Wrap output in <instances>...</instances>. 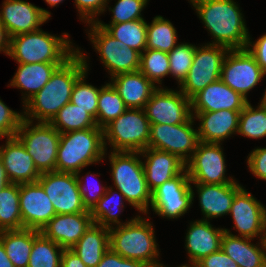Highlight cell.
<instances>
[{
  "instance_id": "obj_1",
  "label": "cell",
  "mask_w": 266,
  "mask_h": 267,
  "mask_svg": "<svg viewBox=\"0 0 266 267\" xmlns=\"http://www.w3.org/2000/svg\"><path fill=\"white\" fill-rule=\"evenodd\" d=\"M87 70L81 55L76 52L52 74L42 89L23 105V118L49 123L59 110L71 101L77 79Z\"/></svg>"
},
{
  "instance_id": "obj_2",
  "label": "cell",
  "mask_w": 266,
  "mask_h": 267,
  "mask_svg": "<svg viewBox=\"0 0 266 267\" xmlns=\"http://www.w3.org/2000/svg\"><path fill=\"white\" fill-rule=\"evenodd\" d=\"M213 38L211 45L229 50L247 48L251 37L240 7L234 0H188Z\"/></svg>"
},
{
  "instance_id": "obj_3",
  "label": "cell",
  "mask_w": 266,
  "mask_h": 267,
  "mask_svg": "<svg viewBox=\"0 0 266 267\" xmlns=\"http://www.w3.org/2000/svg\"><path fill=\"white\" fill-rule=\"evenodd\" d=\"M151 221L135 216L121 225L109 228L110 249L120 256L138 260L150 267H160L159 248Z\"/></svg>"
},
{
  "instance_id": "obj_4",
  "label": "cell",
  "mask_w": 266,
  "mask_h": 267,
  "mask_svg": "<svg viewBox=\"0 0 266 267\" xmlns=\"http://www.w3.org/2000/svg\"><path fill=\"white\" fill-rule=\"evenodd\" d=\"M69 37L68 33L56 36L42 29L12 36L7 55L16 63H65L77 52Z\"/></svg>"
},
{
  "instance_id": "obj_5",
  "label": "cell",
  "mask_w": 266,
  "mask_h": 267,
  "mask_svg": "<svg viewBox=\"0 0 266 267\" xmlns=\"http://www.w3.org/2000/svg\"><path fill=\"white\" fill-rule=\"evenodd\" d=\"M104 130L94 127L60 134L56 171L81 173L84 167L101 162L107 155Z\"/></svg>"
},
{
  "instance_id": "obj_6",
  "label": "cell",
  "mask_w": 266,
  "mask_h": 267,
  "mask_svg": "<svg viewBox=\"0 0 266 267\" xmlns=\"http://www.w3.org/2000/svg\"><path fill=\"white\" fill-rule=\"evenodd\" d=\"M111 176L125 201L140 213L149 214L151 192L148 189L140 152L110 151Z\"/></svg>"
},
{
  "instance_id": "obj_7",
  "label": "cell",
  "mask_w": 266,
  "mask_h": 267,
  "mask_svg": "<svg viewBox=\"0 0 266 267\" xmlns=\"http://www.w3.org/2000/svg\"><path fill=\"white\" fill-rule=\"evenodd\" d=\"M150 125L143 109L127 108L103 129L105 148L110 145L111 151H143L148 148Z\"/></svg>"
},
{
  "instance_id": "obj_8",
  "label": "cell",
  "mask_w": 266,
  "mask_h": 267,
  "mask_svg": "<svg viewBox=\"0 0 266 267\" xmlns=\"http://www.w3.org/2000/svg\"><path fill=\"white\" fill-rule=\"evenodd\" d=\"M34 122L23 118L16 137L32 156L40 173L56 171L57 149L60 133L46 122Z\"/></svg>"
},
{
  "instance_id": "obj_9",
  "label": "cell",
  "mask_w": 266,
  "mask_h": 267,
  "mask_svg": "<svg viewBox=\"0 0 266 267\" xmlns=\"http://www.w3.org/2000/svg\"><path fill=\"white\" fill-rule=\"evenodd\" d=\"M87 33L94 49L99 53L101 63L113 76L121 73L138 71L140 69V53L115 39L96 22L88 23Z\"/></svg>"
},
{
  "instance_id": "obj_10",
  "label": "cell",
  "mask_w": 266,
  "mask_h": 267,
  "mask_svg": "<svg viewBox=\"0 0 266 267\" xmlns=\"http://www.w3.org/2000/svg\"><path fill=\"white\" fill-rule=\"evenodd\" d=\"M229 49L220 45L196 46L192 65L179 90L190 100L207 85L221 78L222 64Z\"/></svg>"
},
{
  "instance_id": "obj_11",
  "label": "cell",
  "mask_w": 266,
  "mask_h": 267,
  "mask_svg": "<svg viewBox=\"0 0 266 267\" xmlns=\"http://www.w3.org/2000/svg\"><path fill=\"white\" fill-rule=\"evenodd\" d=\"M194 190L187 170L164 182L151 193V209L158 216L179 219L184 216L194 201Z\"/></svg>"
},
{
  "instance_id": "obj_12",
  "label": "cell",
  "mask_w": 266,
  "mask_h": 267,
  "mask_svg": "<svg viewBox=\"0 0 266 267\" xmlns=\"http://www.w3.org/2000/svg\"><path fill=\"white\" fill-rule=\"evenodd\" d=\"M221 143L199 141L192 157L186 162V170L191 183L227 184L238 182L227 178L225 155ZM236 180V181H235Z\"/></svg>"
},
{
  "instance_id": "obj_13",
  "label": "cell",
  "mask_w": 266,
  "mask_h": 267,
  "mask_svg": "<svg viewBox=\"0 0 266 267\" xmlns=\"http://www.w3.org/2000/svg\"><path fill=\"white\" fill-rule=\"evenodd\" d=\"M192 117L188 122L175 125L151 124L148 148L177 155L185 163L192 157L199 142Z\"/></svg>"
},
{
  "instance_id": "obj_14",
  "label": "cell",
  "mask_w": 266,
  "mask_h": 267,
  "mask_svg": "<svg viewBox=\"0 0 266 267\" xmlns=\"http://www.w3.org/2000/svg\"><path fill=\"white\" fill-rule=\"evenodd\" d=\"M265 77L255 57L245 49L229 50L221 70V80L248 100V92Z\"/></svg>"
},
{
  "instance_id": "obj_15",
  "label": "cell",
  "mask_w": 266,
  "mask_h": 267,
  "mask_svg": "<svg viewBox=\"0 0 266 267\" xmlns=\"http://www.w3.org/2000/svg\"><path fill=\"white\" fill-rule=\"evenodd\" d=\"M150 124L175 125L192 117L191 100L180 90L158 87L143 108Z\"/></svg>"
},
{
  "instance_id": "obj_16",
  "label": "cell",
  "mask_w": 266,
  "mask_h": 267,
  "mask_svg": "<svg viewBox=\"0 0 266 267\" xmlns=\"http://www.w3.org/2000/svg\"><path fill=\"white\" fill-rule=\"evenodd\" d=\"M37 182L52 202L56 214L90 213L83 206L76 174L58 171L41 173Z\"/></svg>"
},
{
  "instance_id": "obj_17",
  "label": "cell",
  "mask_w": 266,
  "mask_h": 267,
  "mask_svg": "<svg viewBox=\"0 0 266 267\" xmlns=\"http://www.w3.org/2000/svg\"><path fill=\"white\" fill-rule=\"evenodd\" d=\"M244 188L242 186L235 193L229 212L234 222L233 228L239 233L234 236L266 240V206Z\"/></svg>"
},
{
  "instance_id": "obj_18",
  "label": "cell",
  "mask_w": 266,
  "mask_h": 267,
  "mask_svg": "<svg viewBox=\"0 0 266 267\" xmlns=\"http://www.w3.org/2000/svg\"><path fill=\"white\" fill-rule=\"evenodd\" d=\"M0 11V22L11 38L19 34L35 32L47 22L51 13L24 0H5Z\"/></svg>"
},
{
  "instance_id": "obj_19",
  "label": "cell",
  "mask_w": 266,
  "mask_h": 267,
  "mask_svg": "<svg viewBox=\"0 0 266 267\" xmlns=\"http://www.w3.org/2000/svg\"><path fill=\"white\" fill-rule=\"evenodd\" d=\"M19 204L23 229L41 231L56 215L52 202L38 182L20 184Z\"/></svg>"
},
{
  "instance_id": "obj_20",
  "label": "cell",
  "mask_w": 266,
  "mask_h": 267,
  "mask_svg": "<svg viewBox=\"0 0 266 267\" xmlns=\"http://www.w3.org/2000/svg\"><path fill=\"white\" fill-rule=\"evenodd\" d=\"M0 158L10 183H34L40 178L32 156L16 136L0 146Z\"/></svg>"
},
{
  "instance_id": "obj_21",
  "label": "cell",
  "mask_w": 266,
  "mask_h": 267,
  "mask_svg": "<svg viewBox=\"0 0 266 267\" xmlns=\"http://www.w3.org/2000/svg\"><path fill=\"white\" fill-rule=\"evenodd\" d=\"M91 213L56 214L40 231L64 249H71L93 224Z\"/></svg>"
},
{
  "instance_id": "obj_22",
  "label": "cell",
  "mask_w": 266,
  "mask_h": 267,
  "mask_svg": "<svg viewBox=\"0 0 266 267\" xmlns=\"http://www.w3.org/2000/svg\"><path fill=\"white\" fill-rule=\"evenodd\" d=\"M141 157L146 160L143 163L146 183L149 191L152 193L164 182L173 179L186 169V163L177 155L146 148L140 152Z\"/></svg>"
},
{
  "instance_id": "obj_23",
  "label": "cell",
  "mask_w": 266,
  "mask_h": 267,
  "mask_svg": "<svg viewBox=\"0 0 266 267\" xmlns=\"http://www.w3.org/2000/svg\"><path fill=\"white\" fill-rule=\"evenodd\" d=\"M241 110L222 109L215 112H194L199 119L198 139L206 143H221L233 134H237Z\"/></svg>"
},
{
  "instance_id": "obj_24",
  "label": "cell",
  "mask_w": 266,
  "mask_h": 267,
  "mask_svg": "<svg viewBox=\"0 0 266 267\" xmlns=\"http://www.w3.org/2000/svg\"><path fill=\"white\" fill-rule=\"evenodd\" d=\"M210 221L196 220L190 223L185 236L189 263L193 267L202 258L221 249L225 228L212 227Z\"/></svg>"
},
{
  "instance_id": "obj_25",
  "label": "cell",
  "mask_w": 266,
  "mask_h": 267,
  "mask_svg": "<svg viewBox=\"0 0 266 267\" xmlns=\"http://www.w3.org/2000/svg\"><path fill=\"white\" fill-rule=\"evenodd\" d=\"M247 100L221 79L207 85L191 99L193 112H215L222 109L242 110Z\"/></svg>"
},
{
  "instance_id": "obj_26",
  "label": "cell",
  "mask_w": 266,
  "mask_h": 267,
  "mask_svg": "<svg viewBox=\"0 0 266 267\" xmlns=\"http://www.w3.org/2000/svg\"><path fill=\"white\" fill-rule=\"evenodd\" d=\"M196 187L199 205L203 214L202 220L228 215L235 193L242 187L237 182L227 184L192 183Z\"/></svg>"
},
{
  "instance_id": "obj_27",
  "label": "cell",
  "mask_w": 266,
  "mask_h": 267,
  "mask_svg": "<svg viewBox=\"0 0 266 267\" xmlns=\"http://www.w3.org/2000/svg\"><path fill=\"white\" fill-rule=\"evenodd\" d=\"M122 98L127 108L143 109L152 93L160 85H154L140 70L113 76L109 82Z\"/></svg>"
},
{
  "instance_id": "obj_28",
  "label": "cell",
  "mask_w": 266,
  "mask_h": 267,
  "mask_svg": "<svg viewBox=\"0 0 266 267\" xmlns=\"http://www.w3.org/2000/svg\"><path fill=\"white\" fill-rule=\"evenodd\" d=\"M224 230L221 249L239 267H266V240L259 239L260 242L253 244L252 239L234 236L229 229Z\"/></svg>"
},
{
  "instance_id": "obj_29",
  "label": "cell",
  "mask_w": 266,
  "mask_h": 267,
  "mask_svg": "<svg viewBox=\"0 0 266 267\" xmlns=\"http://www.w3.org/2000/svg\"><path fill=\"white\" fill-rule=\"evenodd\" d=\"M64 63H18L17 72L9 86L22 89L23 105L50 80L54 71Z\"/></svg>"
},
{
  "instance_id": "obj_30",
  "label": "cell",
  "mask_w": 266,
  "mask_h": 267,
  "mask_svg": "<svg viewBox=\"0 0 266 267\" xmlns=\"http://www.w3.org/2000/svg\"><path fill=\"white\" fill-rule=\"evenodd\" d=\"M109 248V228L93 223L71 250L87 267H96Z\"/></svg>"
},
{
  "instance_id": "obj_31",
  "label": "cell",
  "mask_w": 266,
  "mask_h": 267,
  "mask_svg": "<svg viewBox=\"0 0 266 267\" xmlns=\"http://www.w3.org/2000/svg\"><path fill=\"white\" fill-rule=\"evenodd\" d=\"M0 241L14 267H27L34 241V229L1 231Z\"/></svg>"
},
{
  "instance_id": "obj_32",
  "label": "cell",
  "mask_w": 266,
  "mask_h": 267,
  "mask_svg": "<svg viewBox=\"0 0 266 267\" xmlns=\"http://www.w3.org/2000/svg\"><path fill=\"white\" fill-rule=\"evenodd\" d=\"M96 23L104 28L115 39L126 44L140 54L146 49L147 22L145 19H138L118 24H105L98 20Z\"/></svg>"
},
{
  "instance_id": "obj_33",
  "label": "cell",
  "mask_w": 266,
  "mask_h": 267,
  "mask_svg": "<svg viewBox=\"0 0 266 267\" xmlns=\"http://www.w3.org/2000/svg\"><path fill=\"white\" fill-rule=\"evenodd\" d=\"M125 197L119 190L108 187L106 193L90 211L93 222L103 227L111 228L123 224L119 214L125 207Z\"/></svg>"
},
{
  "instance_id": "obj_34",
  "label": "cell",
  "mask_w": 266,
  "mask_h": 267,
  "mask_svg": "<svg viewBox=\"0 0 266 267\" xmlns=\"http://www.w3.org/2000/svg\"><path fill=\"white\" fill-rule=\"evenodd\" d=\"M19 190L20 184L9 183L0 191V232L23 229Z\"/></svg>"
},
{
  "instance_id": "obj_35",
  "label": "cell",
  "mask_w": 266,
  "mask_h": 267,
  "mask_svg": "<svg viewBox=\"0 0 266 267\" xmlns=\"http://www.w3.org/2000/svg\"><path fill=\"white\" fill-rule=\"evenodd\" d=\"M60 134L97 127L95 119L71 101L49 122Z\"/></svg>"
},
{
  "instance_id": "obj_36",
  "label": "cell",
  "mask_w": 266,
  "mask_h": 267,
  "mask_svg": "<svg viewBox=\"0 0 266 267\" xmlns=\"http://www.w3.org/2000/svg\"><path fill=\"white\" fill-rule=\"evenodd\" d=\"M64 248L40 231L34 230L33 247L27 267H61V257Z\"/></svg>"
},
{
  "instance_id": "obj_37",
  "label": "cell",
  "mask_w": 266,
  "mask_h": 267,
  "mask_svg": "<svg viewBox=\"0 0 266 267\" xmlns=\"http://www.w3.org/2000/svg\"><path fill=\"white\" fill-rule=\"evenodd\" d=\"M177 37L173 24L160 15L147 23L146 48L169 53L177 45Z\"/></svg>"
},
{
  "instance_id": "obj_38",
  "label": "cell",
  "mask_w": 266,
  "mask_h": 267,
  "mask_svg": "<svg viewBox=\"0 0 266 267\" xmlns=\"http://www.w3.org/2000/svg\"><path fill=\"white\" fill-rule=\"evenodd\" d=\"M127 110L122 98L110 83L103 85L99 92L96 124L104 129L109 123Z\"/></svg>"
},
{
  "instance_id": "obj_39",
  "label": "cell",
  "mask_w": 266,
  "mask_h": 267,
  "mask_svg": "<svg viewBox=\"0 0 266 267\" xmlns=\"http://www.w3.org/2000/svg\"><path fill=\"white\" fill-rule=\"evenodd\" d=\"M237 134L259 139L266 137V104L260 102L257 108L248 101L240 112Z\"/></svg>"
},
{
  "instance_id": "obj_40",
  "label": "cell",
  "mask_w": 266,
  "mask_h": 267,
  "mask_svg": "<svg viewBox=\"0 0 266 267\" xmlns=\"http://www.w3.org/2000/svg\"><path fill=\"white\" fill-rule=\"evenodd\" d=\"M77 52L81 55L87 70L77 79L71 94V102L87 112L96 120L98 97L101 88L94 87L86 83V76L89 69L87 63V56L82 53L81 49L76 48Z\"/></svg>"
},
{
  "instance_id": "obj_41",
  "label": "cell",
  "mask_w": 266,
  "mask_h": 267,
  "mask_svg": "<svg viewBox=\"0 0 266 267\" xmlns=\"http://www.w3.org/2000/svg\"><path fill=\"white\" fill-rule=\"evenodd\" d=\"M154 85H162L165 76L170 75L167 52L146 48L140 54L139 69ZM162 79V80H161Z\"/></svg>"
},
{
  "instance_id": "obj_42",
  "label": "cell",
  "mask_w": 266,
  "mask_h": 267,
  "mask_svg": "<svg viewBox=\"0 0 266 267\" xmlns=\"http://www.w3.org/2000/svg\"><path fill=\"white\" fill-rule=\"evenodd\" d=\"M196 46L189 43H178L169 53L170 75L180 85L187 76L192 65Z\"/></svg>"
},
{
  "instance_id": "obj_43",
  "label": "cell",
  "mask_w": 266,
  "mask_h": 267,
  "mask_svg": "<svg viewBox=\"0 0 266 267\" xmlns=\"http://www.w3.org/2000/svg\"><path fill=\"white\" fill-rule=\"evenodd\" d=\"M149 0H118L113 7H109L112 12V19L110 24H118L138 19L142 17V11L147 6Z\"/></svg>"
},
{
  "instance_id": "obj_44",
  "label": "cell",
  "mask_w": 266,
  "mask_h": 267,
  "mask_svg": "<svg viewBox=\"0 0 266 267\" xmlns=\"http://www.w3.org/2000/svg\"><path fill=\"white\" fill-rule=\"evenodd\" d=\"M76 176H77V181H78V189H79V192H80V195L82 198L83 206L86 208V210L91 211L94 208V206L97 204V202L106 193L108 186L104 187L102 184L96 185L97 183L96 184L94 183L95 186L93 184V186L90 185L92 187L89 186L90 187L89 188L88 185H85L86 183L83 181L85 179V177L86 178H91V176L94 177L93 173H91V172L90 173L87 172V174L85 176H82V177L80 176V173H77ZM86 181H87V179H86Z\"/></svg>"
},
{
  "instance_id": "obj_45",
  "label": "cell",
  "mask_w": 266,
  "mask_h": 267,
  "mask_svg": "<svg viewBox=\"0 0 266 267\" xmlns=\"http://www.w3.org/2000/svg\"><path fill=\"white\" fill-rule=\"evenodd\" d=\"M23 120V112L10 109L0 99V139L16 136V132Z\"/></svg>"
},
{
  "instance_id": "obj_46",
  "label": "cell",
  "mask_w": 266,
  "mask_h": 267,
  "mask_svg": "<svg viewBox=\"0 0 266 267\" xmlns=\"http://www.w3.org/2000/svg\"><path fill=\"white\" fill-rule=\"evenodd\" d=\"M110 0H75L79 17L85 23H91L98 21L100 14L107 11L108 3Z\"/></svg>"
},
{
  "instance_id": "obj_47",
  "label": "cell",
  "mask_w": 266,
  "mask_h": 267,
  "mask_svg": "<svg viewBox=\"0 0 266 267\" xmlns=\"http://www.w3.org/2000/svg\"><path fill=\"white\" fill-rule=\"evenodd\" d=\"M246 163L255 177L266 181V147H258L251 151Z\"/></svg>"
},
{
  "instance_id": "obj_48",
  "label": "cell",
  "mask_w": 266,
  "mask_h": 267,
  "mask_svg": "<svg viewBox=\"0 0 266 267\" xmlns=\"http://www.w3.org/2000/svg\"><path fill=\"white\" fill-rule=\"evenodd\" d=\"M96 267H150L138 260L127 259L113 252L110 248L103 254Z\"/></svg>"
},
{
  "instance_id": "obj_49",
  "label": "cell",
  "mask_w": 266,
  "mask_h": 267,
  "mask_svg": "<svg viewBox=\"0 0 266 267\" xmlns=\"http://www.w3.org/2000/svg\"><path fill=\"white\" fill-rule=\"evenodd\" d=\"M193 267H239L222 249L202 258Z\"/></svg>"
},
{
  "instance_id": "obj_50",
  "label": "cell",
  "mask_w": 266,
  "mask_h": 267,
  "mask_svg": "<svg viewBox=\"0 0 266 267\" xmlns=\"http://www.w3.org/2000/svg\"><path fill=\"white\" fill-rule=\"evenodd\" d=\"M249 38L247 49L255 57L256 62L262 68L266 75V34L262 35L256 41H251Z\"/></svg>"
},
{
  "instance_id": "obj_51",
  "label": "cell",
  "mask_w": 266,
  "mask_h": 267,
  "mask_svg": "<svg viewBox=\"0 0 266 267\" xmlns=\"http://www.w3.org/2000/svg\"><path fill=\"white\" fill-rule=\"evenodd\" d=\"M61 267H87L79 256L71 249H64L61 257Z\"/></svg>"
},
{
  "instance_id": "obj_52",
  "label": "cell",
  "mask_w": 266,
  "mask_h": 267,
  "mask_svg": "<svg viewBox=\"0 0 266 267\" xmlns=\"http://www.w3.org/2000/svg\"><path fill=\"white\" fill-rule=\"evenodd\" d=\"M10 37L4 25L0 22V52L8 54Z\"/></svg>"
},
{
  "instance_id": "obj_53",
  "label": "cell",
  "mask_w": 266,
  "mask_h": 267,
  "mask_svg": "<svg viewBox=\"0 0 266 267\" xmlns=\"http://www.w3.org/2000/svg\"><path fill=\"white\" fill-rule=\"evenodd\" d=\"M0 267H14L12 261L6 254L5 248L0 241Z\"/></svg>"
},
{
  "instance_id": "obj_54",
  "label": "cell",
  "mask_w": 266,
  "mask_h": 267,
  "mask_svg": "<svg viewBox=\"0 0 266 267\" xmlns=\"http://www.w3.org/2000/svg\"><path fill=\"white\" fill-rule=\"evenodd\" d=\"M9 180L5 173V168L3 166L2 160L0 158V191L9 184Z\"/></svg>"
},
{
  "instance_id": "obj_55",
  "label": "cell",
  "mask_w": 266,
  "mask_h": 267,
  "mask_svg": "<svg viewBox=\"0 0 266 267\" xmlns=\"http://www.w3.org/2000/svg\"><path fill=\"white\" fill-rule=\"evenodd\" d=\"M64 0H45V2L50 5V7H55L59 5V3L63 2Z\"/></svg>"
},
{
  "instance_id": "obj_56",
  "label": "cell",
  "mask_w": 266,
  "mask_h": 267,
  "mask_svg": "<svg viewBox=\"0 0 266 267\" xmlns=\"http://www.w3.org/2000/svg\"><path fill=\"white\" fill-rule=\"evenodd\" d=\"M260 102H262V103H265L266 104V89H265V93H264V95H263V97H262V99H261V101Z\"/></svg>"
},
{
  "instance_id": "obj_57",
  "label": "cell",
  "mask_w": 266,
  "mask_h": 267,
  "mask_svg": "<svg viewBox=\"0 0 266 267\" xmlns=\"http://www.w3.org/2000/svg\"><path fill=\"white\" fill-rule=\"evenodd\" d=\"M160 267H167V266H165V265H162V266H160ZM178 267H191L190 265H188V264H185V265H181V266H178Z\"/></svg>"
}]
</instances>
